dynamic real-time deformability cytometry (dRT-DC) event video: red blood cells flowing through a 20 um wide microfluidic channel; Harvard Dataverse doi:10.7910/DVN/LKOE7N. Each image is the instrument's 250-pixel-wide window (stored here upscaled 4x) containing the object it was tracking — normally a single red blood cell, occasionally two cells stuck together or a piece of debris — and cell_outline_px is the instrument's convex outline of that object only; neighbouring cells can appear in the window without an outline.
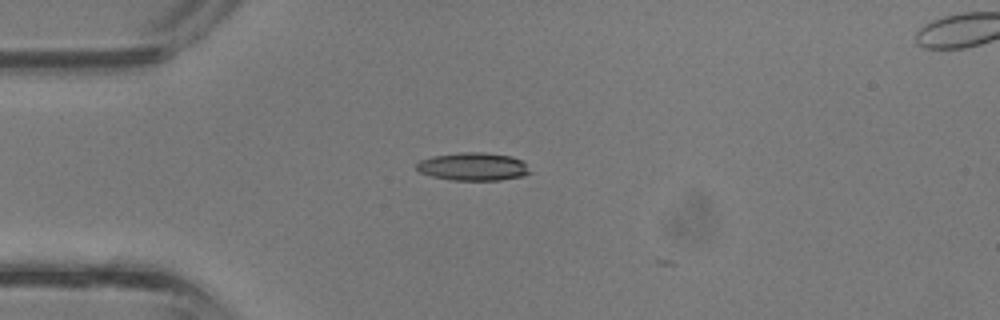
{"species": "common noctule bat (a hibernating species)", "species_latin": "Nyctalus noctula", "temperature_condition": "room temperature", "stored_images_in_passage": 4, "camera_frame_rate_fps": 3000, "um_per_image_px": 0.085, "animal": {"sex": "male", "body_mass_g": 13.3}, "frame": {"image": 1, "passage_image": 3, "time_ms": 0.667, "image_size_px": [1000, 320], "cell_outline_px": [[532, 172], [524, 176], [500, 180], [452, 180], [432, 176], [420, 172], [416, 168], [416, 164], [420, 160], [432, 156], [460, 152], [484, 152], [512, 156], [520, 160]], "centroid_in_image_um": [40.21, 14.16], "position_along_channel_um": 44.8, "area_um2": 18.5}}